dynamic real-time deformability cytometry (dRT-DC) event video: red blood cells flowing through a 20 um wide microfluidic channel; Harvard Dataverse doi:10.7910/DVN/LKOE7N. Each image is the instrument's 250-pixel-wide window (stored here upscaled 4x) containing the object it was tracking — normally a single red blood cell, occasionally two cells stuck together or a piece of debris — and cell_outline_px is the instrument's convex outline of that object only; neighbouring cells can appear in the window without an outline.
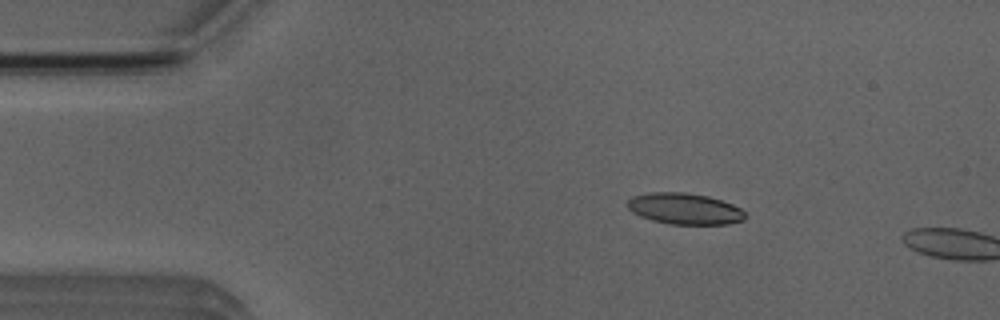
{"species": "Egyptian fruit bat (a non-hibernating species)", "species_latin": "Rousettus aegyptiacus", "temperature_condition": "room temperature", "stored_images_in_passage": 3, "camera_frame_rate_fps": 3000, "um_per_image_px": 0.085, "animal": {"sex": "male"}, "frame": {"image": 1, "passage_image": 1, "time_ms": 0.0, "image_size_px": [1000, 320], "cell_outline_px": [[748, 216], [744, 220], [728, 224], [668, 224], [652, 220], [640, 216], [632, 212], [628, 208], [628, 200], [632, 196], [648, 192], [684, 192], [708, 196], [732, 204], [740, 208]], "centroid_in_image_um": [58.19, 17.74], "position_along_channel_um": 26.8, "area_um2": 21.5}}